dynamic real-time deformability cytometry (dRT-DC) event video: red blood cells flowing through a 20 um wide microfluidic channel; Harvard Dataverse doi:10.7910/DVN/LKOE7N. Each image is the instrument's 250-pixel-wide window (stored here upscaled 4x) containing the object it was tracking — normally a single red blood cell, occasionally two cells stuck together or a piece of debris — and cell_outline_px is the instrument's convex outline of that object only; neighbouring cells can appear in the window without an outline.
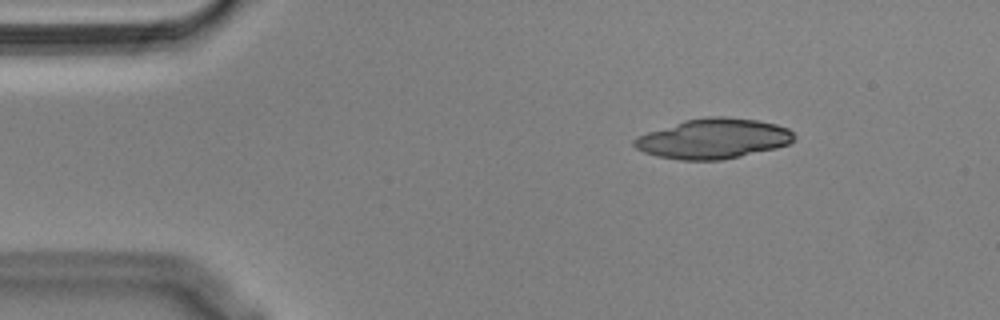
{"species": "Egyptian fruit bat (a non-hibernating species)", "species_latin": "Rousettus aegyptiacus", "temperature_condition": "cold", "stored_images_in_passage": 33, "camera_frame_rate_fps": 3000, "um_per_image_px": 0.085, "animal": {"sex": "male"}, "frame": {"image": 1, "passage_image": 1, "time_ms": 0.0, "image_size_px": [1000, 320], "cell_outline_px": [[796, 136], [788, 144], [776, 148], [740, 156], [720, 160], [680, 160], [656, 156], [644, 152], [636, 148], [632, 144], [632, 140], [636, 136], [684, 120], [708, 116], [728, 116], [756, 120], [776, 124], [788, 128]], "centroid_in_image_um": [60.61, 11.78], "position_along_channel_um": 24.4, "area_um2": 37.34}}